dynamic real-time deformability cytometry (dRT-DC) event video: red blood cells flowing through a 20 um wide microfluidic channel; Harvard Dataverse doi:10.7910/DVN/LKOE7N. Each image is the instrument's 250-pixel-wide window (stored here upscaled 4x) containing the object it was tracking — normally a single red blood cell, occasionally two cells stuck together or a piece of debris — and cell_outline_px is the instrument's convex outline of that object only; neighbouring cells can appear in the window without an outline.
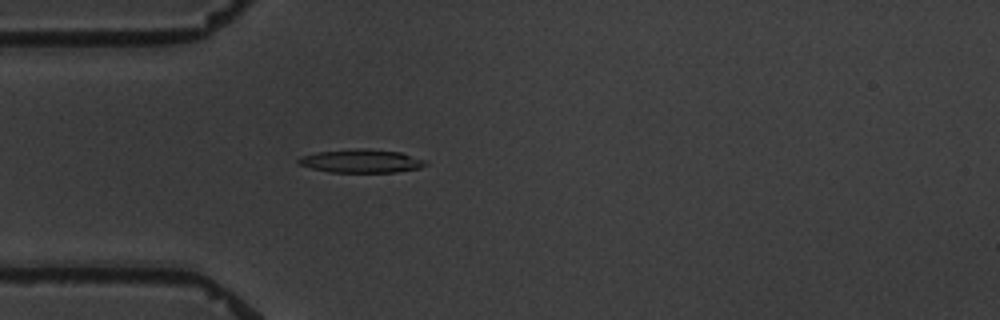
{"species": "common noctule bat (a hibernating species)", "species_latin": "Nyctalus noctula", "temperature_condition": "warm", "stored_images_in_passage": 4, "camera_frame_rate_fps": 3000, "um_per_image_px": 0.085, "animal": {"sex": "male", "body_mass_g": 19.5, "forearm_length_mm": 54.6}, "frame": {"image": 1, "passage_image": 4, "time_ms": 3.667, "image_size_px": [1000, 320], "cell_outline_px": [[428, 164], [420, 168], [396, 172], [328, 172], [312, 168], [300, 164], [296, 160], [300, 156], [316, 152], [356, 148], [364, 148], [400, 152], [424, 160]], "centroid_in_image_um": [30.69, 13.68], "position_along_channel_um": 54.3, "area_um2": 17.28}}